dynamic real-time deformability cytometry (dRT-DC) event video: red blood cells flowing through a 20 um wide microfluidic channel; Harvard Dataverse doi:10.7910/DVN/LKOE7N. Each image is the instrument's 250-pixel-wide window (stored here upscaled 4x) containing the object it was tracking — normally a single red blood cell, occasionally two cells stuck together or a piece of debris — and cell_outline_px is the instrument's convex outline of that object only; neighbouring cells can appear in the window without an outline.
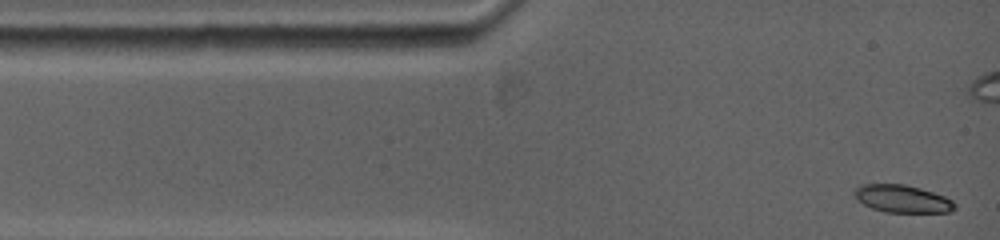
{"species": "common noctule bat (a hibernating species)", "species_latin": "Nyctalus noctula", "temperature_condition": "warm", "stored_images_in_passage": 7, "camera_frame_rate_fps": 5000, "um_per_image_px": 0.085, "animal": {"sex": "female", "body_mass_g": 19.0, "forearm_length_mm": 53.3}, "frame": {"image": 1, "passage_image": 1, "time_ms": 0.0, "image_size_px": [1000, 240], "cell_outline_px": [[956, 208], [948, 212], [884, 212], [872, 208], [864, 204], [852, 192], [856, 188], [864, 184], [904, 184], [920, 188], [944, 196], [952, 200], [956, 204]], "centroid_in_image_um": [76.72, 16.9], "position_along_channel_um": 8.3, "area_um2": 15.95}}
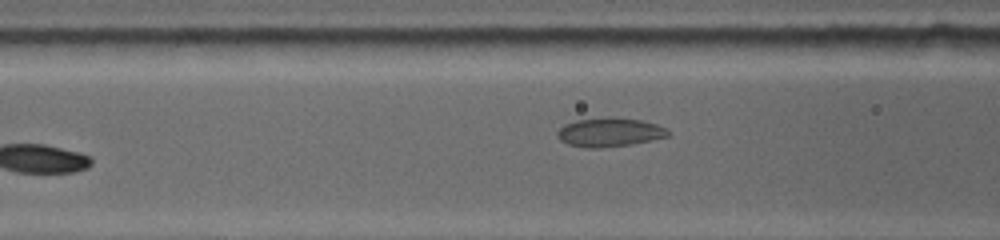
{"frame": {"image": 2, "passage_image": 7, "time_ms": 5.2, "image_size_px": [1000, 240], "cell_outline_px": [[668, 136], [652, 140], [632, 144], [600, 148], [584, 148], [568, 144], [560, 140], [556, 136], [556, 132], [564, 124], [576, 120], [608, 116], [640, 120], [656, 124], [664, 128], [668, 132]], "centroid_in_image_um": [51.75, 11.24], "position_along_channel_um": 114.8, "area_um2": 18.73}}